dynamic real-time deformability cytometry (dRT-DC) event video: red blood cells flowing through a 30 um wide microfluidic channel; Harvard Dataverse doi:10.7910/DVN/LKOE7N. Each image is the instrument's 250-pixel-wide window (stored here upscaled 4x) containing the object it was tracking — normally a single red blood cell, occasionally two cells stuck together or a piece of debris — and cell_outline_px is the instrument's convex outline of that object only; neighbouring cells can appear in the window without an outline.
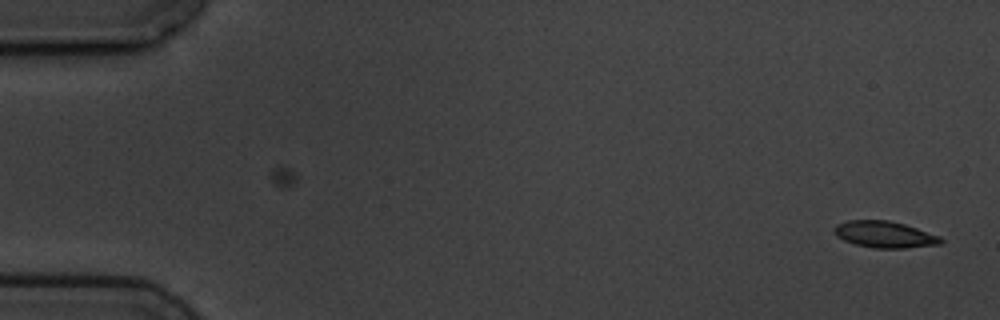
{"species": "common noctule bat (a hibernating species)", "species_latin": "Nyctalus noctula", "temperature_condition": "cold", "stored_images_in_passage": 3, "camera_frame_rate_fps": 3000, "um_per_image_px": 0.085, "animal": {"sex": "male", "body_mass_g": 19.5, "forearm_length_mm": 54.6}, "frame": {"image": 1, "passage_image": 3, "time_ms": 2.0, "image_size_px": [1000, 320], "cell_outline_px": [[944, 240], [940, 244], [904, 248], [872, 248], [856, 244], [844, 240], [836, 236], [836, 224], [848, 220], [888, 220], [904, 224], [940, 236]], "centroid_in_image_um": [75.21, 19.93], "position_along_channel_um": 9.8, "area_um2": 16.3}}